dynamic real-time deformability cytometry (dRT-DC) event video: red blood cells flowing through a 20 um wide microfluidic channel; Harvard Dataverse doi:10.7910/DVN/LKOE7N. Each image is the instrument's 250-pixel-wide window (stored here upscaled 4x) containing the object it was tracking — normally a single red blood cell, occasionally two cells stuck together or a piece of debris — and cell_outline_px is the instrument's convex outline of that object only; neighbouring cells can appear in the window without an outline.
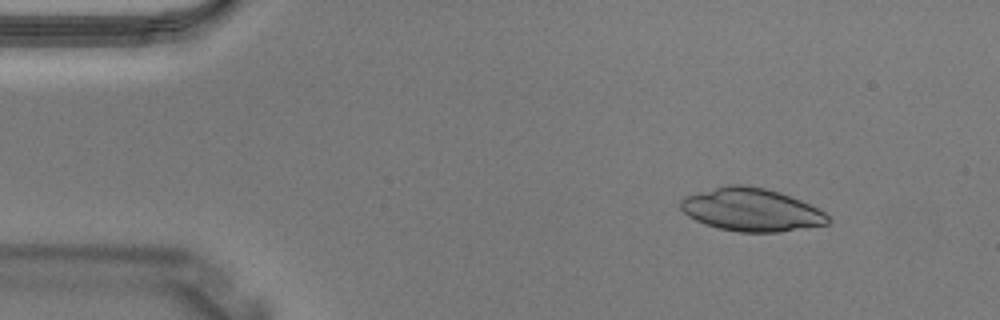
{"species": "Egyptian fruit bat (a non-hibernating species)", "species_latin": "Rousettus aegyptiacus", "temperature_condition": "warm", "stored_images_in_passage": 2, "camera_frame_rate_fps": 3000, "um_per_image_px": 0.085, "animal": {"sex": "male"}, "frame": {"image": 1, "passage_image": 1, "time_ms": 0.0, "image_size_px": [1000, 320], "cell_outline_px": [[832, 220], [828, 224], [780, 232], [740, 232], [720, 228], [704, 224], [688, 216], [680, 208], [680, 200], [684, 196], [728, 184], [744, 184], [764, 188], [780, 192], [800, 200], [824, 212]], "centroid_in_image_um": [63.85, 17.83], "position_along_channel_um": 21.1, "area_um2": 36.82}}